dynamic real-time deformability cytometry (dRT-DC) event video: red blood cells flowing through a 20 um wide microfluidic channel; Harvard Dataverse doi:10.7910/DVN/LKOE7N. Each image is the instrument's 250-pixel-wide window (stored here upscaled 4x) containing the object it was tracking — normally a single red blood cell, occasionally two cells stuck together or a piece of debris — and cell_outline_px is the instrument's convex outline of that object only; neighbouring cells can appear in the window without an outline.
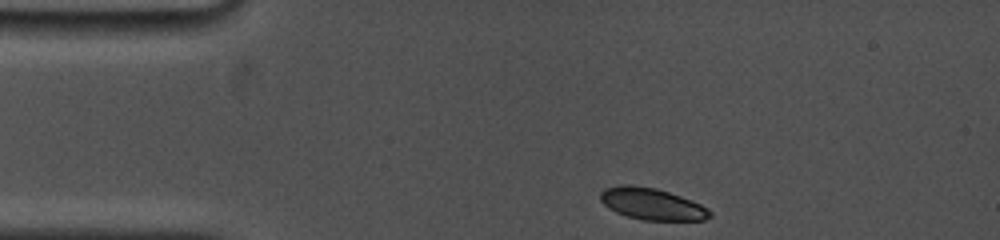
{"species": "common noctule bat (a hibernating species)", "species_latin": "Nyctalus noctula", "temperature_condition": "cold", "stored_images_in_passage": 39, "camera_frame_rate_fps": 5000, "um_per_image_px": 0.085, "animal": {"sex": "female", "body_mass_g": 19.0, "forearm_length_mm": 53.3}, "frame": {"image": 1, "passage_image": 1, "time_ms": 0.0, "image_size_px": [1000, 240], "cell_outline_px": [[712, 216], [704, 220], [644, 220], [628, 216], [616, 212], [608, 208], [600, 200], [600, 192], [604, 188], [620, 184], [632, 184], [656, 188], [692, 200], [708, 208], [712, 212]], "centroid_in_image_um": [55.4, 17.32], "position_along_channel_um": 29.6, "area_um2": 20.35}}
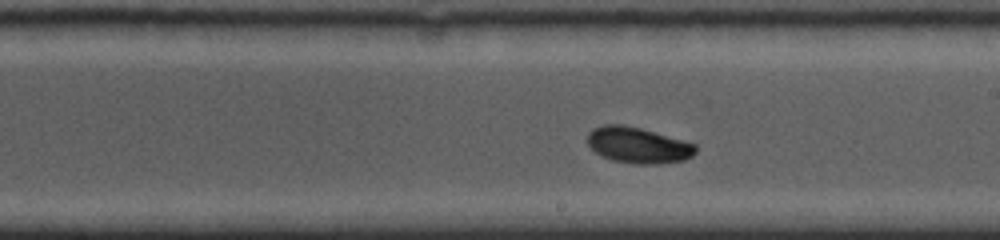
{"frame": {"image": 2, "passage_image": 22, "time_ms": 6.8, "image_size_px": [1000, 240], "cell_outline_px": [[696, 152], [692, 156], [684, 160], [660, 164], [636, 164], [612, 160], [600, 156], [588, 144], [588, 132], [592, 128], [604, 124], [624, 124], [640, 128], [684, 140], [696, 144]], "centroid_in_image_um": [54.23, 12.34], "position_along_channel_um": 234.8, "area_um2": 22.83}}
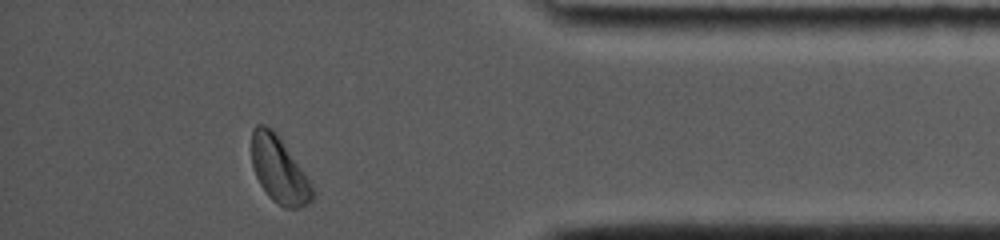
{"frame": {"image": 3, "passage_image": 38, "time_ms": 12.0, "image_size_px": [1000, 240], "cell_outline_px": [[316, 196], [308, 204], [300, 208], [284, 208], [272, 200], [268, 196], [260, 184], [252, 168], [252, 128], [256, 124], [264, 124], [272, 128], [276, 132], [304, 172], [316, 192]], "centroid_in_image_um": [23.73, 14.45], "position_along_channel_um": 411.5, "area_um2": 23.7}, "authors_computed_cell_mechanics": {"area_um2": 22.3686, "velocity_mm_per_s": 3.725, "shape_relaxation_time_tau1_ms": 6.4125, "shape_relaxation_time_tau2_ms": null, "deformation_change_tau1": 0.1711, "deformation_change_tau2": null}}